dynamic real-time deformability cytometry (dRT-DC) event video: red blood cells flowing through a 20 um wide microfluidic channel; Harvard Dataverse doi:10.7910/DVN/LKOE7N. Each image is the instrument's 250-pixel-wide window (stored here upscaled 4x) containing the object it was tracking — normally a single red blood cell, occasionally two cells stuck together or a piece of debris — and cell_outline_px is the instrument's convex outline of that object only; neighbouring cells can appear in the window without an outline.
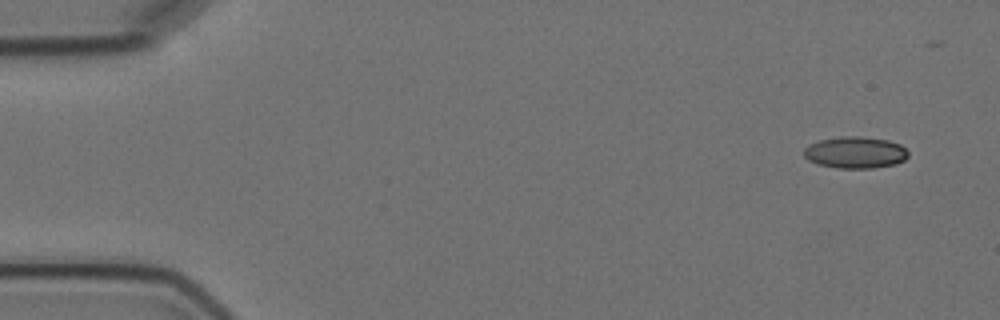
{"species": "Egyptian fruit bat (a non-hibernating species)", "species_latin": "Rousettus aegyptiacus", "temperature_condition": "cold", "stored_images_in_passage": 5, "camera_frame_rate_fps": 3000, "um_per_image_px": 0.085, "animal": {"sex": "female"}, "frame": {"image": 1, "passage_image": 1, "time_ms": 0.0, "image_size_px": [1000, 320], "cell_outline_px": [[908, 156], [904, 160], [896, 164], [872, 168], [840, 168], [820, 164], [808, 160], [804, 156], [804, 148], [820, 140], [840, 136], [860, 136], [888, 140], [900, 144], [908, 152]], "centroid_in_image_um": [72.72, 12.95], "position_along_channel_um": 12.3, "area_um2": 19.13}}
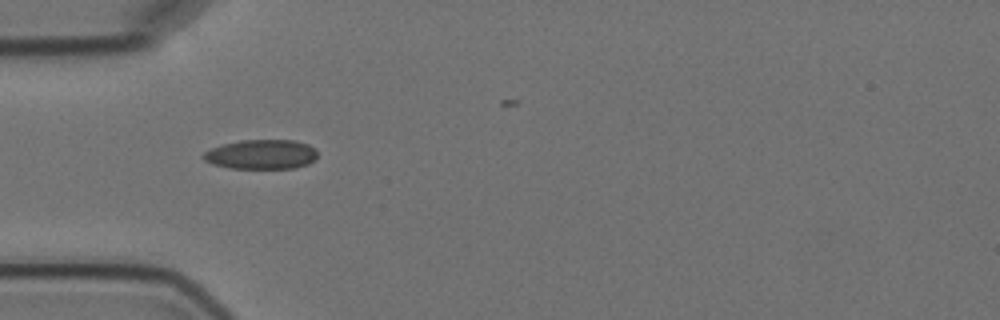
{"frame": {"image": 2, "passage_image": 5, "time_ms": 4.667, "image_size_px": [1000, 320], "cell_outline_px": [[316, 156], [308, 164], [296, 168], [228, 168], [212, 164], [204, 160], [200, 156], [204, 152], [212, 148], [224, 144], [240, 140], [292, 140], [308, 144], [316, 148]], "centroid_in_image_um": [22.19, 13.12], "position_along_channel_um": 62.8, "area_um2": 19.65}}